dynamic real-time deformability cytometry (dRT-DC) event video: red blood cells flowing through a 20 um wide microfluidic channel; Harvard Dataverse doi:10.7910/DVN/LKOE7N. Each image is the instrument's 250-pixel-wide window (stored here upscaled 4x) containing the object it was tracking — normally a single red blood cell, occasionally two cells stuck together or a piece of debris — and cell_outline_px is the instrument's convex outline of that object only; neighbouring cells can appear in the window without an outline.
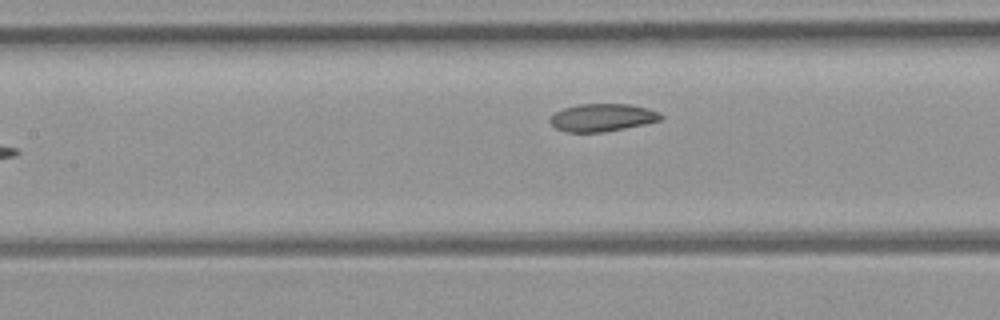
{"species": "common noctule bat (a hibernating species)", "species_latin": "Nyctalus noctula", "temperature_condition": "room temperature", "stored_images_in_passage": 6, "camera_frame_rate_fps": 3000, "um_per_image_px": 0.085, "animal": {"sex": "female", "body_mass_g": 21.9}, "frame": {"image": 1, "passage_image": 6, "time_ms": 6.667, "image_size_px": [1000, 320], "cell_outline_px": [[664, 116], [660, 120], [644, 124], [604, 132], [568, 132], [556, 128], [548, 120], [556, 112], [564, 108], [580, 104], [632, 104], [648, 108], [660, 112]], "centroid_in_image_um": [51.23, 9.98], "position_along_channel_um": 156.2, "area_um2": 17.8}}